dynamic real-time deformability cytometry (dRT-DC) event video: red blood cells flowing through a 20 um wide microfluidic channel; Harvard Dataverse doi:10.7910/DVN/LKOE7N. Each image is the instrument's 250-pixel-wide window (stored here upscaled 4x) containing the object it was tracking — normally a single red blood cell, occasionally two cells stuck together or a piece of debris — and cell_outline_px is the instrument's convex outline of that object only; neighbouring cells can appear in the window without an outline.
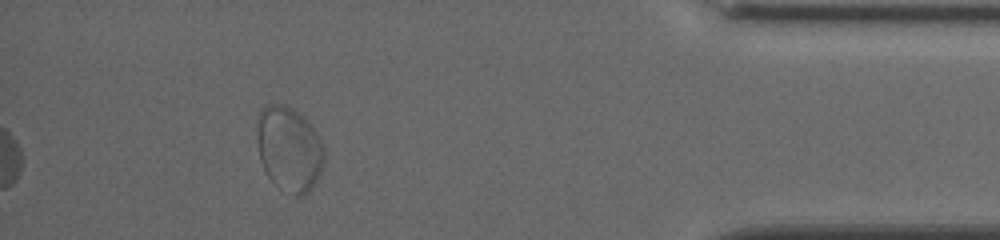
{"species": "common noctule bat (a hibernating species)", "species_latin": "Nyctalus noctula", "temperature_condition": "cold", "stored_images_in_passage": 21, "segment_of_instrument_passage": [2, 2], "camera_frame_rate_fps": 3000, "um_per_image_px": 0.085, "animal": {"sex": "female", "body_mass_g": 19.5, "forearm_length_mm": 54.1}, "frame": {"image": 1, "passage_image": 21, "time_ms": 12.0, "image_size_px": [1000, 240], "cell_outline_px": [[324, 160], [320, 172], [312, 188], [304, 196], [296, 196], [276, 184], [268, 176], [260, 160], [256, 140], [260, 108], [264, 104], [284, 104], [304, 116], [320, 136], [324, 144]], "centroid_in_image_um": [24.58, 12.62], "position_along_channel_um": 410.6, "area_um2": 33.35}}